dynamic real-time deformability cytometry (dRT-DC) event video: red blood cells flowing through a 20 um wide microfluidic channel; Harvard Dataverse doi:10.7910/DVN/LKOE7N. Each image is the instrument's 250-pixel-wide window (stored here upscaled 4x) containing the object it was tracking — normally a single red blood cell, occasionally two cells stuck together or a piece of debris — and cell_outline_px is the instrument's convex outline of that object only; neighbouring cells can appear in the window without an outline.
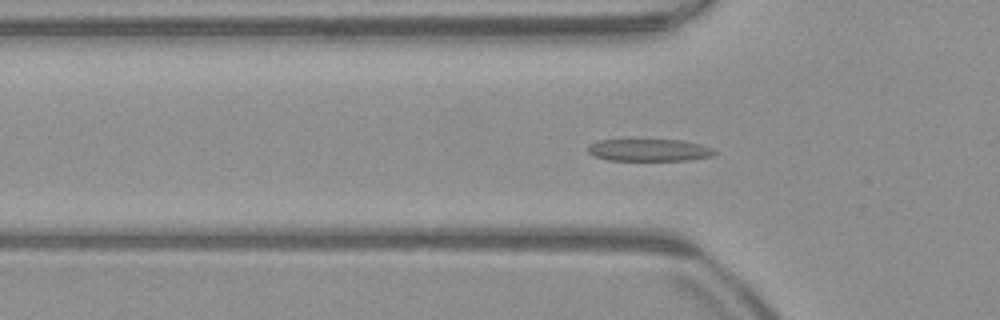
{"species": "common noctule bat (a hibernating species)", "species_latin": "Nyctalus noctula", "temperature_condition": "warm", "stored_images_in_passage": 53, "camera_frame_rate_fps": 3000, "um_per_image_px": 0.085, "animal": {"sex": "male", "body_mass_g": 23.1, "forearm_length_mm": 52.7}, "frame": {"image": 1, "passage_image": 17, "time_ms": 5.333, "image_size_px": [1000, 320], "cell_outline_px": [[716, 152], [712, 156], [688, 160], [608, 160], [592, 156], [588, 152], [588, 144], [600, 140], [680, 140], [700, 144], [712, 148]], "centroid_in_image_um": [55.14, 12.76], "position_along_channel_um": 70.7, "area_um2": 16.3}}
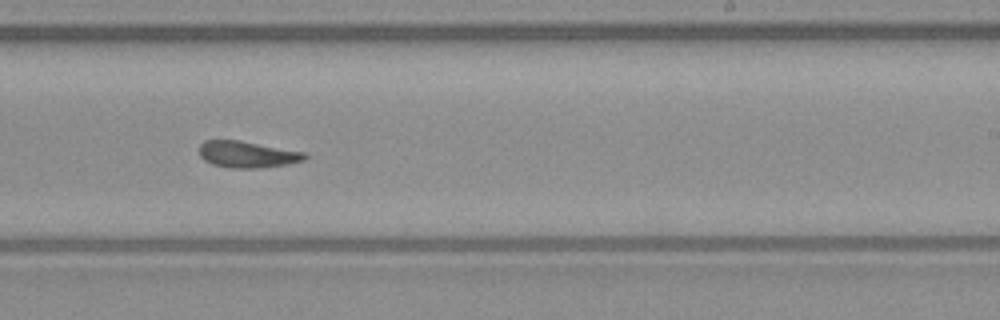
{"frame": {"image": 2, "passage_image": 32, "time_ms": 10.333, "image_size_px": [1000, 320], "cell_outline_px": [[308, 156], [304, 160], [288, 164], [260, 168], [228, 168], [212, 164], [204, 160], [200, 156], [200, 144], [204, 140], [240, 140], [304, 152]], "centroid_in_image_um": [21.0, 13.13], "position_along_channel_um": 268.0, "area_um2": 16.36}}
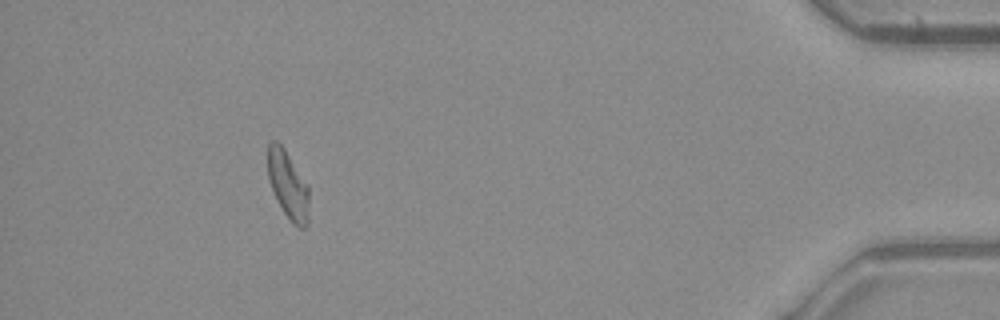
{"frame": {"image": 3, "passage_image": 48, "time_ms": 15.667, "image_size_px": [1000, 320], "cell_outline_px": [[308, 224], [304, 228], [300, 228], [292, 224], [276, 200], [268, 176], [268, 144], [272, 140], [276, 140], [284, 148], [308, 184]], "centroid_in_image_um": [24.49, 15.73], "position_along_channel_um": 410.7, "area_um2": 16.3}, "authors_computed_cell_mechanics": {"area_um2": 16.7042, "velocity_mm_per_s": 3.9366, "shape_relaxation_time_tau1_ms": null, "shape_relaxation_time_tau2_ms": 2.2248, "deformation_change_tau1": null, "deformation_change_tau2": 0.1065}}